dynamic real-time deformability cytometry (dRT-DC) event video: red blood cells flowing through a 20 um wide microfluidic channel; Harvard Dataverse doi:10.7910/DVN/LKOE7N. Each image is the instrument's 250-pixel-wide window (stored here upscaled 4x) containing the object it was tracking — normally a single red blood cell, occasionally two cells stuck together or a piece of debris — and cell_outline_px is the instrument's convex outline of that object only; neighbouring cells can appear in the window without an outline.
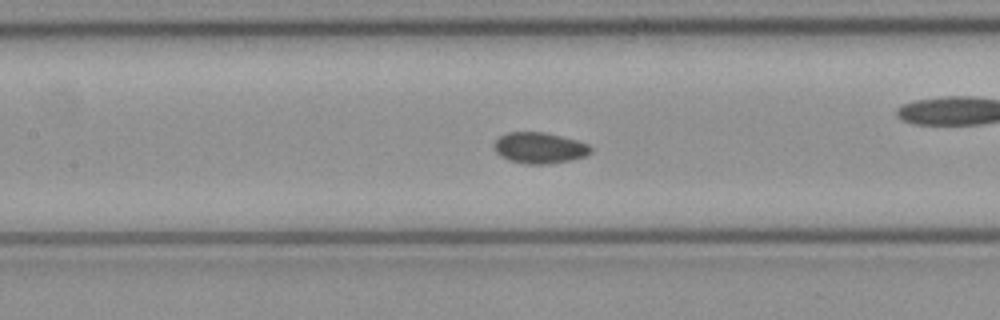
{"species": "common noctule bat (a hibernating species)", "species_latin": "Nyctalus noctula", "temperature_condition": "cold", "stored_images_in_passage": 52, "camera_frame_rate_fps": 3000, "um_per_image_px": 0.085, "animal": {"sex": "female", "body_mass_g": 21.9}, "frame": {"image": 1, "passage_image": 23, "time_ms": 7.333, "image_size_px": [1000, 320], "cell_outline_px": [[592, 152], [584, 156], [572, 160], [552, 164], [528, 164], [508, 160], [500, 156], [496, 152], [496, 140], [500, 136], [508, 132], [544, 132], [576, 140], [588, 144], [592, 148]], "centroid_in_image_um": [45.88, 12.58], "position_along_channel_um": 161.5, "area_um2": 17.4}, "authors_computed_cell_mechanics": {"area_um2": 17.34, "velocity_mm_per_s": 4.0141, "shape_relaxation_time_tau1_ms": 2.1648, "shape_relaxation_time_tau2_ms": 7.3568, "deformation_change_tau1": 0.0302, "deformation_change_tau2": 0.0717}}